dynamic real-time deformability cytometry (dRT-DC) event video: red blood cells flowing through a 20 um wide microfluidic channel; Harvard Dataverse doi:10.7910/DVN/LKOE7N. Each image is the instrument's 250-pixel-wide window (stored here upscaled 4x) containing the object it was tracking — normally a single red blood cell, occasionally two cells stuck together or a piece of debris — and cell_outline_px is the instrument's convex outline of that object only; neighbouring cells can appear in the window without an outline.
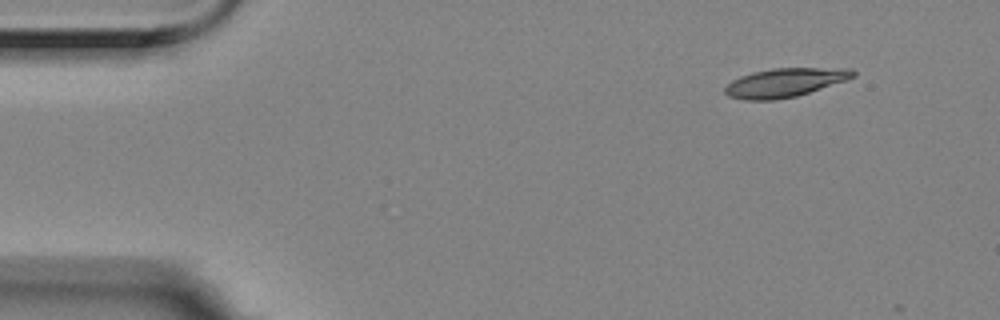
{"species": "Egyptian fruit bat (a non-hibernating species)", "species_latin": "Rousettus aegyptiacus", "temperature_condition": "room temperature", "stored_images_in_passage": 2, "camera_frame_rate_fps": 3000, "um_per_image_px": 0.085, "animal": {"sex": "female"}, "frame": {"image": 1, "passage_image": 1, "time_ms": 0.0, "image_size_px": [1000, 320], "cell_outline_px": [[856, 76], [848, 80], [796, 96], [772, 100], [744, 100], [728, 96], [724, 92], [724, 88], [732, 80], [740, 76], [752, 72], [772, 68], [852, 68], [856, 72]], "centroid_in_image_um": [66.73, 7.01], "position_along_channel_um": 18.3, "area_um2": 21.62}}